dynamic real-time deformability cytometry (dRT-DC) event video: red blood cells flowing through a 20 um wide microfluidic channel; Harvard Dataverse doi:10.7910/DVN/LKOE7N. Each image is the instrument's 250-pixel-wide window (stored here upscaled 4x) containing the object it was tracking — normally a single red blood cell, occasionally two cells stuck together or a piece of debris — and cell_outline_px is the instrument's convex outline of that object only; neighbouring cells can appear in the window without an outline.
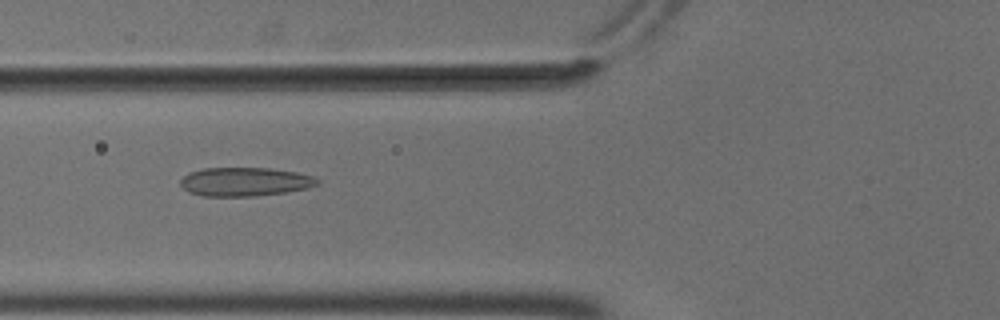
{"species": "common noctule bat (a hibernating species)", "species_latin": "Nyctalus noctula", "temperature_condition": "cold", "stored_images_in_passage": 55, "camera_frame_rate_fps": 3000, "um_per_image_px": 0.085, "animal": {"sex": "male", "body_mass_g": 18.8}, "frame": {"image": 1, "passage_image": 22, "time_ms": 7.0, "image_size_px": [1000, 320], "cell_outline_px": [[320, 184], [308, 188], [288, 192], [256, 196], [204, 196], [188, 192], [180, 184], [180, 180], [188, 172], [204, 168], [268, 168], [296, 172], [312, 176], [320, 180]], "centroid_in_image_um": [20.83, 15.45], "position_along_channel_um": 105.0, "area_um2": 23.06}}
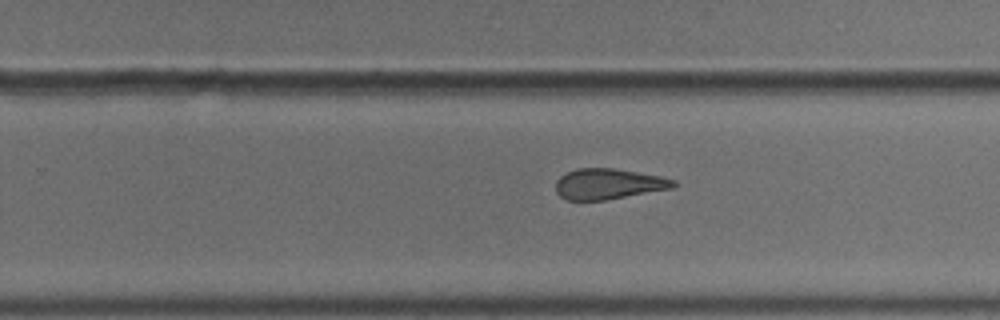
{"frame": {"image": 2, "passage_image": 36, "time_ms": 11.667, "image_size_px": [1000, 320], "cell_outline_px": [[676, 184], [672, 188], [604, 200], [564, 200], [556, 192], [556, 180], [560, 176], [576, 168], [612, 168], [660, 176], [676, 180]], "centroid_in_image_um": [51.68, 15.63], "position_along_channel_um": 278.1, "area_um2": 20.87}}
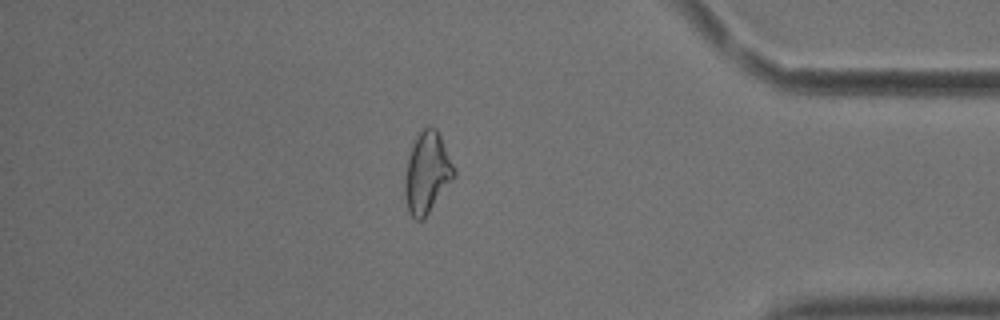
{"frame": {"image": 3, "passage_image": 48, "time_ms": 15.667, "image_size_px": [1000, 320], "cell_outline_px": [[456, 176], [424, 220], [416, 220], [408, 212], [404, 196], [404, 176], [408, 156], [412, 144], [420, 132], [428, 124], [432, 124], [436, 128], [440, 136], [456, 172]], "centroid_in_image_um": [36.28, 14.71], "position_along_channel_um": 398.9, "area_um2": 23.52}, "authors_computed_cell_mechanics": {"area_um2": 23.1778, "velocity_mm_per_s": 3.7067, "shape_relaxation_time_tau1_ms": null, "shape_relaxation_time_tau2_ms": 2.0864, "deformation_change_tau1": null, "deformation_change_tau2": 0.114}}